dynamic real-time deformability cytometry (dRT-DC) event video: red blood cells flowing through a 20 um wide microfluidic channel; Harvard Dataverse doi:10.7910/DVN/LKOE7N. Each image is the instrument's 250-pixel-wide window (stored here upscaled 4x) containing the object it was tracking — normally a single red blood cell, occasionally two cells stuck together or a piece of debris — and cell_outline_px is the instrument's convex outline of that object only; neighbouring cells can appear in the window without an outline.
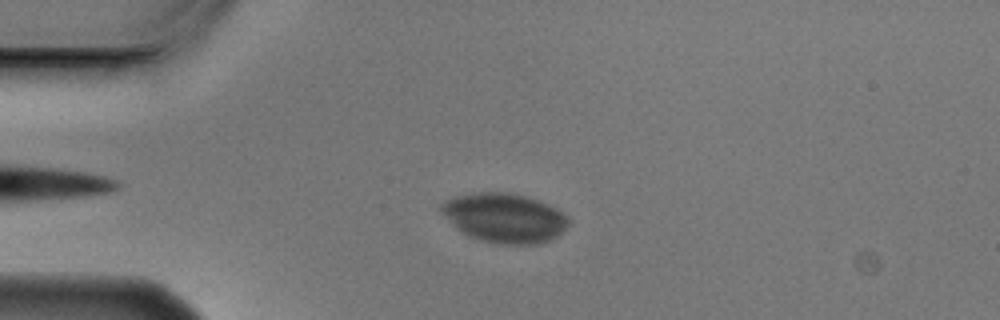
{"species": "Egyptian fruit bat (a non-hibernating species)", "species_latin": "Rousettus aegyptiacus", "temperature_condition": "cold", "stored_images_in_passage": 4, "camera_frame_rate_fps": 3000, "um_per_image_px": 0.085, "animal": {"sex": "male"}, "frame": {"image": 1, "passage_image": 3, "time_ms": 0.667, "image_size_px": [1000, 320], "cell_outline_px": [[568, 224], [556, 236], [548, 240], [536, 244], [500, 244], [480, 240], [468, 236], [456, 228], [440, 212], [440, 204], [444, 200], [456, 196], [476, 192], [508, 192], [524, 196], [548, 204], [564, 212], [568, 216]], "centroid_in_image_um": [42.84, 18.51], "position_along_channel_um": 42.2, "area_um2": 36.53}}